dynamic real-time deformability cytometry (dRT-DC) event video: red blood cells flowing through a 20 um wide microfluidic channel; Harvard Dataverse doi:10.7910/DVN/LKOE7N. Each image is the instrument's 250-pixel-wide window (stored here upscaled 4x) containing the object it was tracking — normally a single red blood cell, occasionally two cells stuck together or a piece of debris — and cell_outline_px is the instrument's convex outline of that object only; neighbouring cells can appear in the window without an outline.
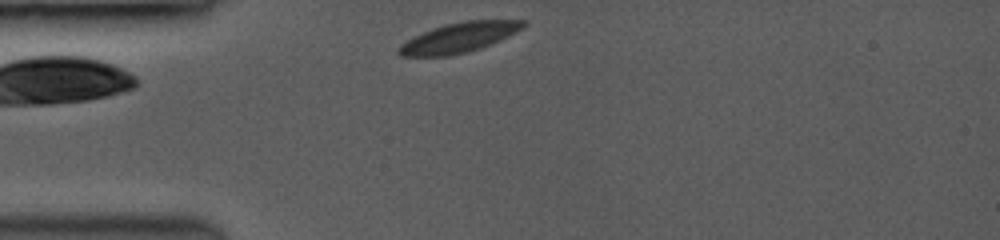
{"species": "common noctule bat (a hibernating species)", "species_latin": "Nyctalus noctula", "temperature_condition": "room temperature", "stored_images_in_passage": 4, "camera_frame_rate_fps": 3500, "um_per_image_px": 0.085, "animal": {"sex": "female", "body_mass_g": 19.0, "forearm_length_mm": 53.3}, "frame": {"image": 1, "passage_image": 1, "time_ms": 0.0, "image_size_px": [1000, 240], "cell_outline_px": [[528, 24], [524, 28], [508, 36], [480, 48], [464, 52], [444, 56], [400, 56], [396, 52], [396, 48], [400, 44], [432, 28], [444, 24], [464, 20], [528, 20]], "centroid_in_image_um": [39.03, 3.17], "position_along_channel_um": 46.0, "area_um2": 21.56}}